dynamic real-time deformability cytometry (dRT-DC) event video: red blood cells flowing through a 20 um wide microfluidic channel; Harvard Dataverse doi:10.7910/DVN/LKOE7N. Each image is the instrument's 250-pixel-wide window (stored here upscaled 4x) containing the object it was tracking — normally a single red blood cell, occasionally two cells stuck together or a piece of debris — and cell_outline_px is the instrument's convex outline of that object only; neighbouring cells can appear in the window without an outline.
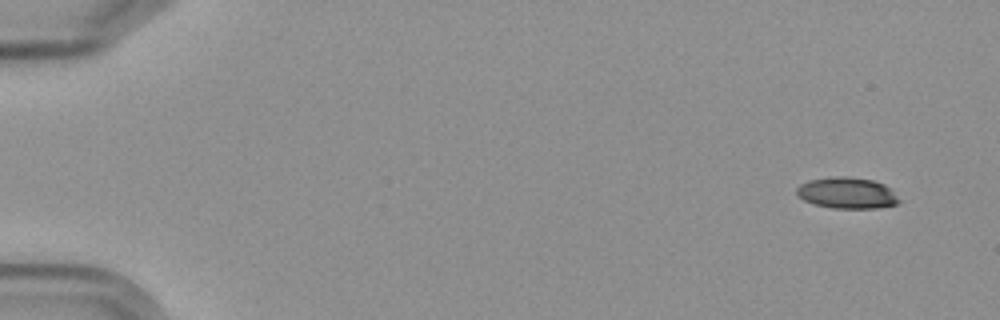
{"species": "Egyptian fruit bat (a non-hibernating species)", "species_latin": "Rousettus aegyptiacus", "temperature_condition": "cold", "stored_images_in_passage": 10, "camera_frame_rate_fps": 3000, "um_per_image_px": 0.085, "frame": {"image": 1, "passage_image": 1, "time_ms": 0.0, "image_size_px": [1000, 320], "cell_outline_px": [[900, 200], [896, 204], [876, 208], [832, 208], [812, 204], [804, 200], [796, 192], [796, 188], [800, 184], [808, 180], [828, 176], [848, 176], [872, 180], [884, 184], [892, 188]], "centroid_in_image_um": [71.99, 16.39], "position_along_channel_um": 13.0, "area_um2": 18.84}}
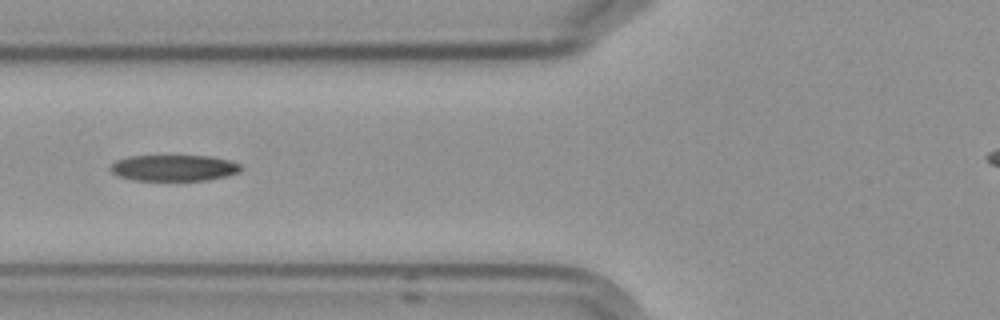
{"frame": {"image": 2, "passage_image": 6, "time_ms": 6.667, "image_size_px": [1000, 320], "cell_outline_px": [[244, 168], [240, 172], [228, 176], [208, 180], [136, 180], [120, 176], [112, 172], [108, 168], [116, 160], [128, 156], [212, 156], [232, 160], [240, 164]], "centroid_in_image_um": [14.85, 14.26], "position_along_channel_um": 110.9, "area_um2": 20.06}}
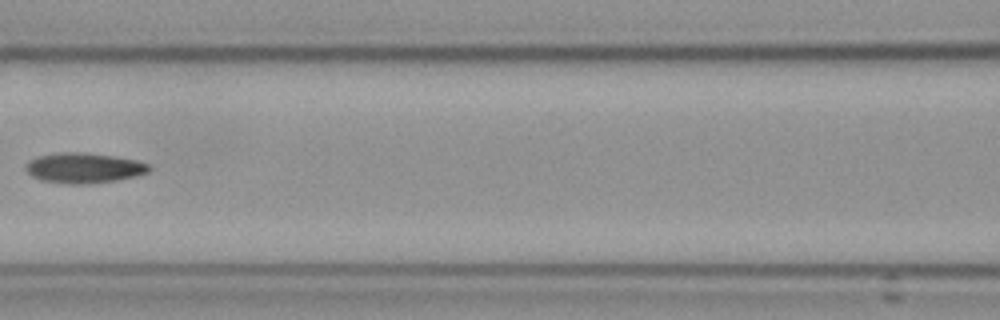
{"frame": {"image": 3, "passage_image": 7, "time_ms": 8.0, "image_size_px": [1000, 320], "cell_outline_px": [[152, 168], [148, 172], [136, 176], [116, 180], [84, 184], [64, 184], [40, 180], [32, 176], [24, 168], [24, 164], [28, 160], [40, 156], [60, 152], [80, 152], [112, 156], [136, 160], [148, 164]], "centroid_in_image_um": [7.09, 14.28], "position_along_channel_um": 159.5, "area_um2": 21.73}}